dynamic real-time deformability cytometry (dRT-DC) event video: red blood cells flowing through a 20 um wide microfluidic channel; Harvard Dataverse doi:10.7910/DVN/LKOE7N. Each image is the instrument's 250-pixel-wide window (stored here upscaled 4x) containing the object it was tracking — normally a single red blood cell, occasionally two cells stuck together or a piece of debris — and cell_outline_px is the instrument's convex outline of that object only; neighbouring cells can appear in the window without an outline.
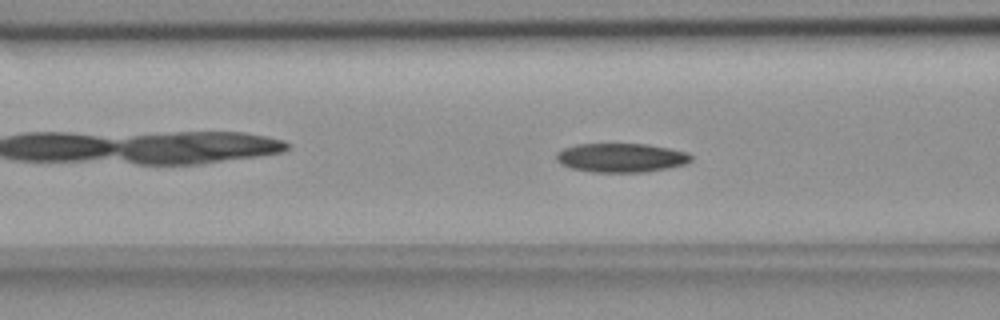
{"species": "common noctule bat (a hibernating species)", "species_latin": "Nyctalus noctula", "temperature_condition": "room temperature", "stored_images_in_passage": 55, "camera_frame_rate_fps": 3000, "um_per_image_px": 0.085, "animal": {"sex": "female", "body_mass_g": 18.4}, "frame": {"image": 1, "passage_image": 21, "time_ms": 6.667, "image_size_px": [1000, 320], "cell_outline_px": [[692, 160], [684, 164], [668, 168], [648, 172], [592, 172], [572, 168], [560, 164], [556, 160], [556, 152], [564, 148], [576, 144], [644, 144], [668, 148], [688, 152], [692, 156]], "centroid_in_image_um": [52.78, 13.41], "position_along_channel_um": 113.8, "area_um2": 22.83}}
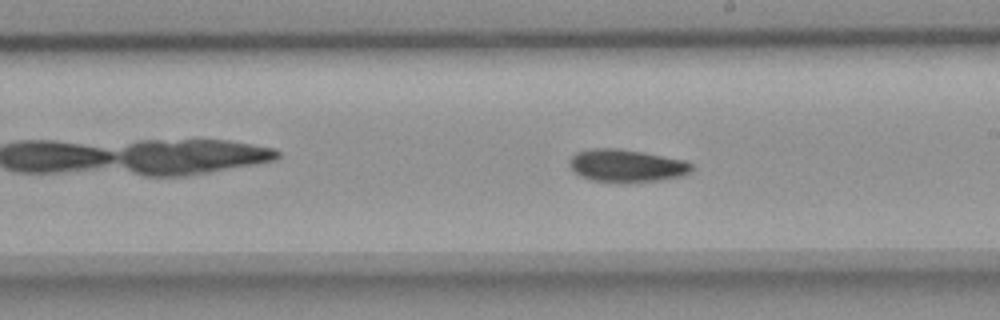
{"frame": {"image": 2, "passage_image": 31, "time_ms": 10.0, "image_size_px": [1000, 320], "cell_outline_px": [[692, 168], [684, 176], [664, 180], [628, 184], [616, 184], [592, 180], [580, 176], [568, 164], [568, 160], [576, 152], [592, 148], [616, 148], [640, 152], [684, 160], [692, 164]], "centroid_in_image_um": [53.23, 14.12], "position_along_channel_um": 235.8, "area_um2": 23.7}}
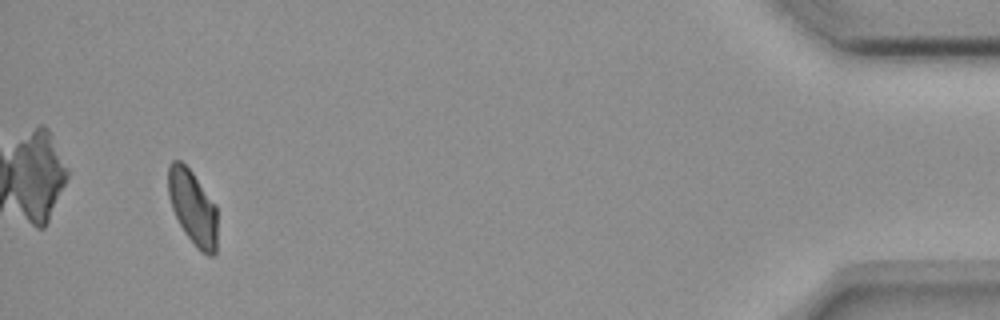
{"frame": {"image": 3, "passage_image": 52, "time_ms": 17.0, "image_size_px": [1000, 320], "cell_outline_px": [[216, 252], [212, 256], [208, 256], [200, 252], [196, 248], [184, 232], [172, 208], [168, 196], [168, 164], [172, 160], [180, 160], [192, 172], [216, 204]], "centroid_in_image_um": [16.38, 17.64], "position_along_channel_um": 418.8, "area_um2": 21.44}}